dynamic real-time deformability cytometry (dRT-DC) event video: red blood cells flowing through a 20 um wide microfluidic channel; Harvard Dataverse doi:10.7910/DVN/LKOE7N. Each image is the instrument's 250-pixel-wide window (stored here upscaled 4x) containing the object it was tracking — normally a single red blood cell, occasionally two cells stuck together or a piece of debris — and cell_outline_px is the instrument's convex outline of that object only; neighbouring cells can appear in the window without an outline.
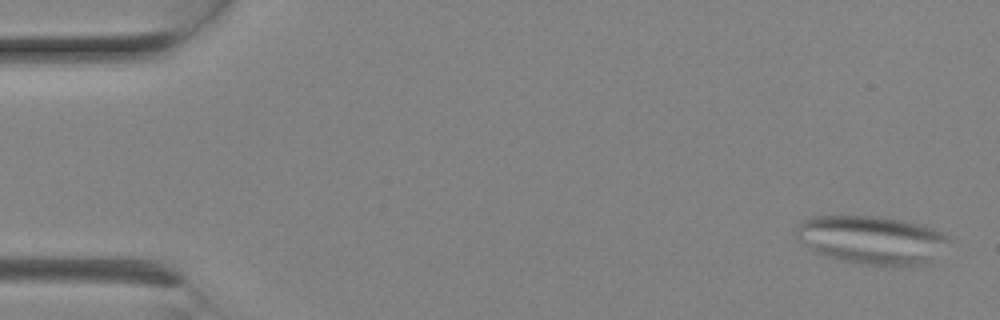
{"species": "Egyptian fruit bat (a non-hibernating species)", "species_latin": "Rousettus aegyptiacus", "temperature_condition": "room temperature", "stored_images_in_passage": 6, "camera_frame_rate_fps": 3000, "um_per_image_px": 0.085, "animal": {"sex": "female"}, "frame": {"image": 1, "passage_image": 1, "time_ms": 0.0, "image_size_px": [1000, 320], "cell_outline_px": [[948, 240], [932, 264], [860, 264], [844, 260], [816, 252], [808, 248], [796, 236], [796, 228], [804, 220], [812, 216], [880, 216], [900, 220], [932, 228], [944, 232], [948, 236]], "centroid_in_image_um": [74.1, 20.37], "position_along_channel_um": 10.9, "area_um2": 42.31}}
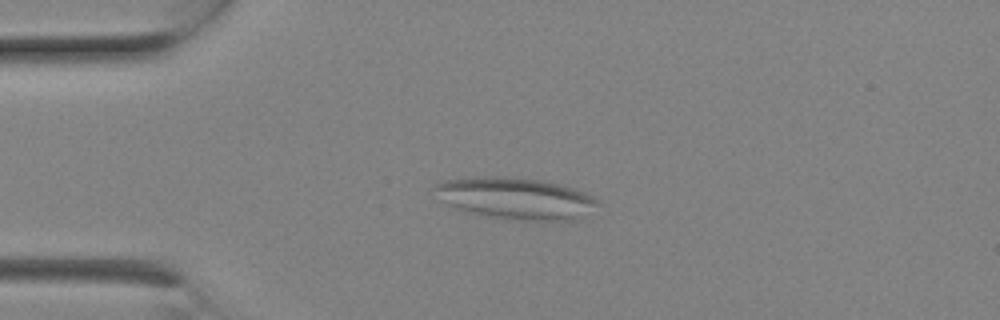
{"frame": {"image": 2, "passage_image": 5, "time_ms": 1.333, "image_size_px": [1000, 320], "cell_outline_px": [[600, 204], [576, 220], [524, 220], [492, 216], [468, 212], [456, 208], [440, 200], [432, 188], [436, 184], [444, 180], [472, 176], [504, 176], [548, 180], [576, 188], [592, 196]], "centroid_in_image_um": [43.82, 16.82], "position_along_channel_um": 41.2, "area_um2": 39.77}}